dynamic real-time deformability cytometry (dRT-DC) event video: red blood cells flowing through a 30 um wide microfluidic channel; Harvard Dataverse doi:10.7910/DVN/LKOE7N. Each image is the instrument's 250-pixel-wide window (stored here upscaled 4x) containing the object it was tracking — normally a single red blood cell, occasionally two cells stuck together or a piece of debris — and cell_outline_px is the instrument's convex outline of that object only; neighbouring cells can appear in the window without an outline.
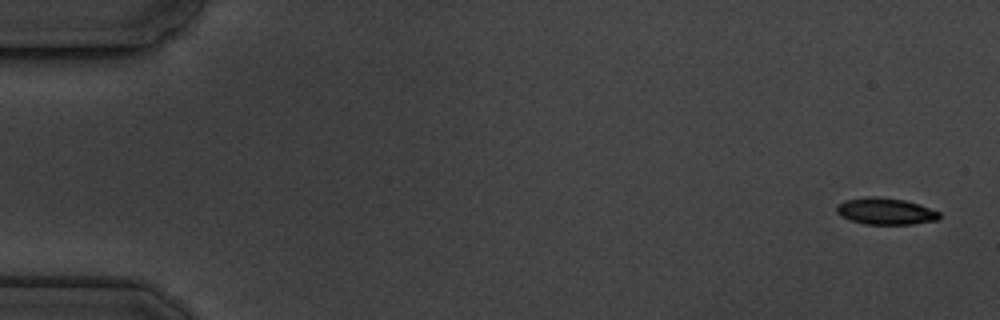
{"species": "common noctule bat (a hibernating species)", "species_latin": "Nyctalus noctula", "temperature_condition": "cold", "stored_images_in_passage": 10, "camera_frame_rate_fps": 3000, "um_per_image_px": 0.085, "animal": {"sex": "male", "body_mass_g": 19.5, "forearm_length_mm": 54.6}, "frame": {"image": 1, "passage_image": 1, "time_ms": 0.0, "image_size_px": [1000, 320], "cell_outline_px": [[940, 220], [912, 224], [864, 224], [840, 216], [836, 212], [836, 204], [844, 200], [864, 196], [880, 196], [904, 200], [940, 212]], "centroid_in_image_um": [75.23, 17.95], "position_along_channel_um": 9.8, "area_um2": 16.07}}
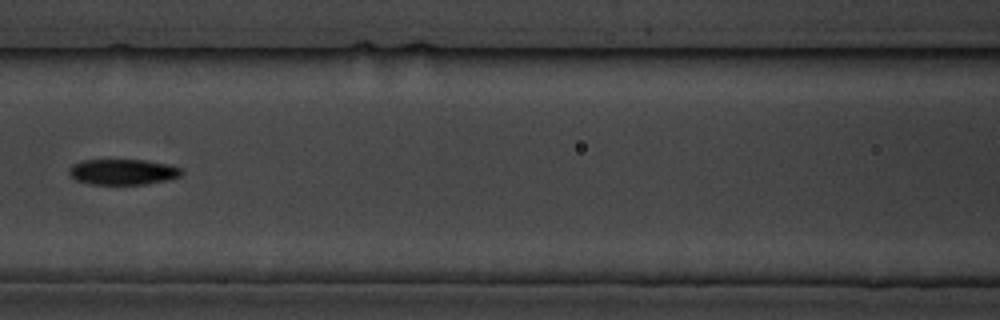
{"frame": {"image": 2, "passage_image": 7, "time_ms": 8.0, "image_size_px": [1000, 320], "cell_outline_px": [[184, 172], [180, 176], [168, 180], [144, 184], [92, 184], [76, 180], [68, 172], [68, 168], [72, 164], [80, 160], [144, 160], [168, 164], [184, 168]], "centroid_in_image_um": [10.46, 14.6], "position_along_channel_um": 156.1, "area_um2": 16.94}}
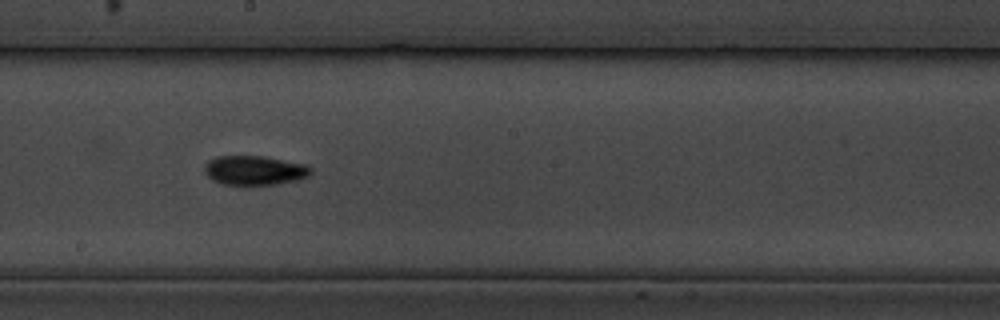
{"frame": {"image": 3, "passage_image": 9, "time_ms": 10.0, "image_size_px": [1000, 320], "cell_outline_px": [[312, 172], [308, 176], [296, 180], [276, 184], [220, 184], [212, 180], [204, 172], [204, 164], [208, 160], [216, 156], [264, 156], [308, 164], [312, 168]], "centroid_in_image_um": [21.63, 14.46], "position_along_channel_um": 226.6, "area_um2": 18.32}}